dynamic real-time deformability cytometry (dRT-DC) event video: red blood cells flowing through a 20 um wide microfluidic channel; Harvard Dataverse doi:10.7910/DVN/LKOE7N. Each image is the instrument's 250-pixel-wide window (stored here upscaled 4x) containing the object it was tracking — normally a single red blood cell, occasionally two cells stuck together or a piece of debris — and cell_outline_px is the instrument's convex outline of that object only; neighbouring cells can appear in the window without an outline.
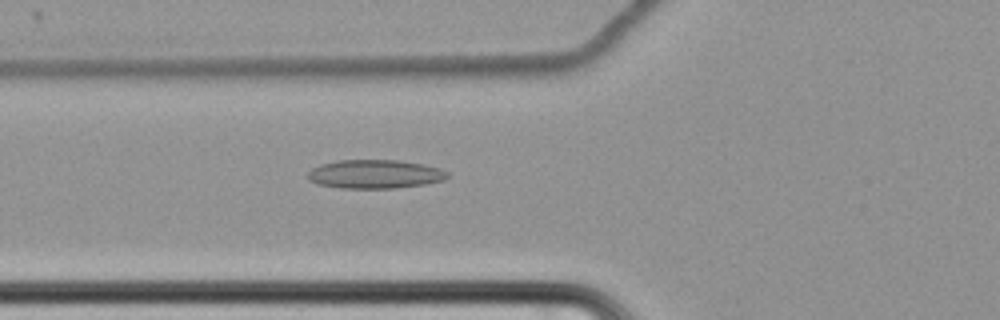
{"species": "common noctule bat (a hibernating species)", "species_latin": "Nyctalus noctula", "temperature_condition": "cold", "stored_images_in_passage": 42, "camera_frame_rate_fps": 3000, "um_per_image_px": 0.085, "animal": {"sex": "female", "body_mass_g": 22.7, "forearm_length_mm": 54.2}, "frame": {"image": 1, "passage_image": 5, "time_ms": 1.333, "image_size_px": [1000, 320], "cell_outline_px": [[448, 176], [444, 180], [424, 184], [396, 188], [340, 188], [316, 184], [308, 180], [308, 172], [312, 168], [320, 164], [336, 160], [396, 160], [424, 164], [440, 168], [448, 172]], "centroid_in_image_um": [31.84, 14.8], "position_along_channel_um": 94.0, "area_um2": 23.52}}
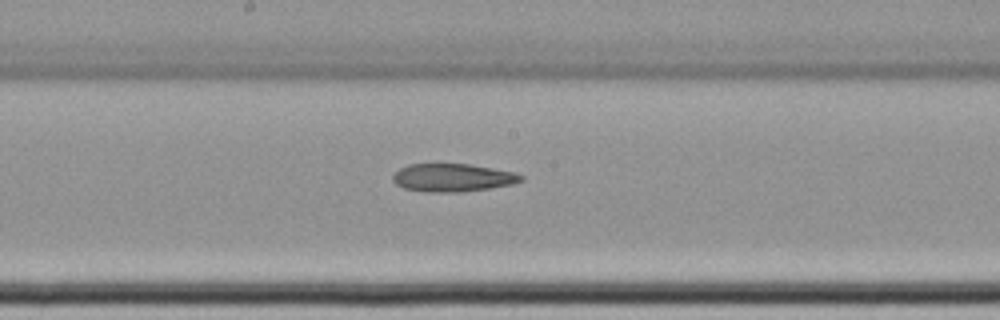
{"frame": {"image": 2, "passage_image": 15, "time_ms": 4.667, "image_size_px": [1000, 320], "cell_outline_px": [[524, 180], [512, 184], [488, 188], [460, 192], [428, 192], [404, 188], [396, 184], [392, 180], [392, 176], [400, 168], [408, 164], [468, 164], [516, 172], [524, 176]], "centroid_in_image_um": [38.48, 15.1], "position_along_channel_um": 209.7, "area_um2": 20.87}}
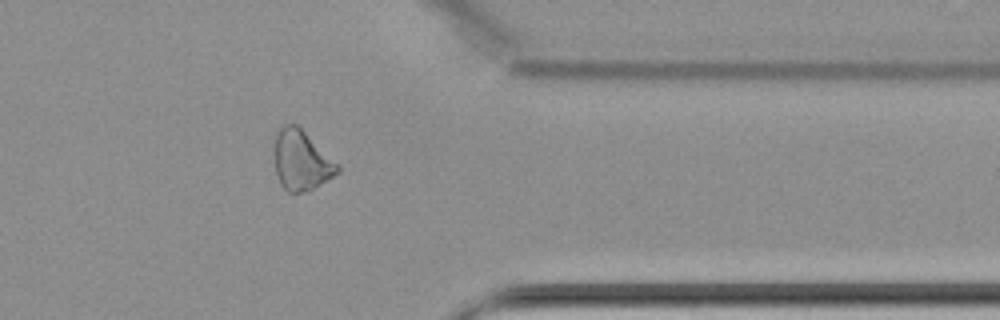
{"frame": {"image": 3, "passage_image": 31, "time_ms": 10.0, "image_size_px": [1000, 320], "cell_outline_px": [[340, 172], [312, 188], [300, 192], [288, 192], [280, 184], [276, 176], [272, 156], [276, 132], [284, 124], [296, 124], [340, 168]], "centroid_in_image_um": [25.51, 13.63], "position_along_channel_um": 385.9, "area_um2": 21.68}}